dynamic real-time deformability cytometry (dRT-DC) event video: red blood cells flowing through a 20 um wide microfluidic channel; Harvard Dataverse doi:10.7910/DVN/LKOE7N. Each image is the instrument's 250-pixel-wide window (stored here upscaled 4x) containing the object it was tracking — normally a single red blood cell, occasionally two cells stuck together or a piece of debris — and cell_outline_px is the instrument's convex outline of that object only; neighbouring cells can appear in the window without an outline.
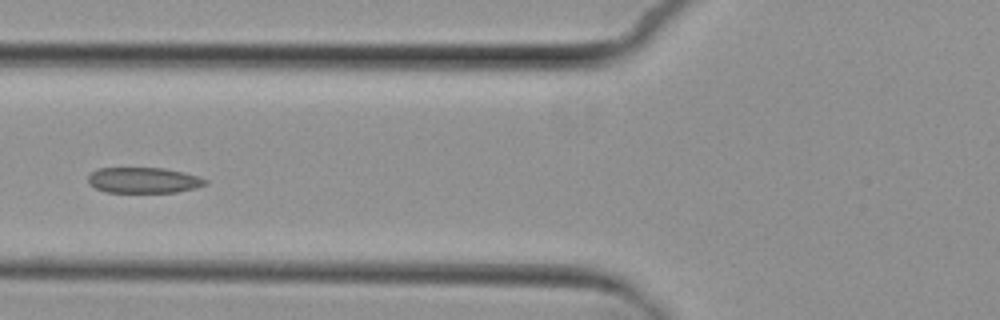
{"species": "common noctule bat (a hibernating species)", "species_latin": "Nyctalus noctula", "temperature_condition": "cold", "stored_images_in_passage": 5, "camera_frame_rate_fps": 3000, "um_per_image_px": 0.085, "animal": {"sex": "female", "body_mass_g": 29.2, "forearm_length_mm": 56.3}, "frame": {"image": 1, "passage_image": 5, "time_ms": 4.667, "image_size_px": [1000, 320], "cell_outline_px": [[208, 184], [196, 188], [176, 192], [104, 192], [88, 184], [88, 176], [96, 168], [164, 168], [184, 172], [200, 176], [208, 180]], "centroid_in_image_um": [12.23, 15.32], "position_along_channel_um": 113.6, "area_um2": 17.74}}